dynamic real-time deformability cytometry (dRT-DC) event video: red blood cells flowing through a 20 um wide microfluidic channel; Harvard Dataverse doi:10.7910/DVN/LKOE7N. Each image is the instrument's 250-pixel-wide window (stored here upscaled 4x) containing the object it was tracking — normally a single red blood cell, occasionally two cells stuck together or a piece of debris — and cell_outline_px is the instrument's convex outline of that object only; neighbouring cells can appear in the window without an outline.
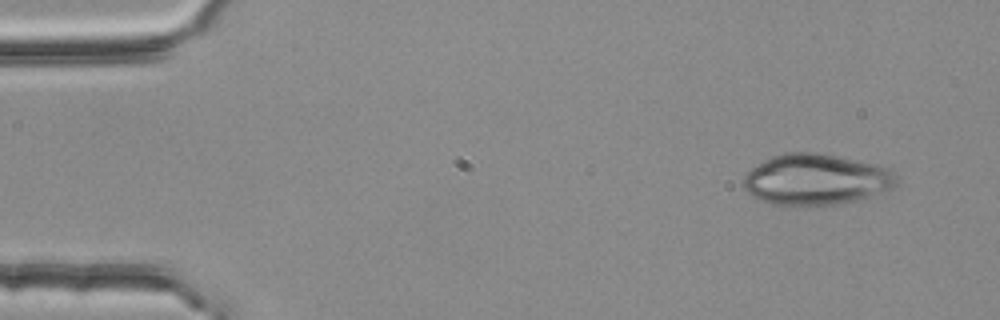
{"species": "common noctule bat (a hibernating species)", "species_latin": "Nyctalus noctula", "temperature_condition": "room temperature", "stored_images_in_passage": 4, "segment_of_instrument_passage": [2, 2], "camera_frame_rate_fps": 3000, "um_per_image_px": 0.085, "animal": {"sex": "female", "body_mass_g": 25.1}, "frame": {"image": 1, "passage_image": 4, "time_ms": 1.0, "image_size_px": [1000, 320], "cell_outline_px": [[896, 184], [892, 188], [856, 200], [836, 204], [772, 204], [760, 200], [752, 196], [744, 188], [744, 176], [752, 168], [764, 160], [772, 156], [788, 152], [816, 152], [876, 164], [888, 168], [892, 172], [896, 180]], "centroid_in_image_um": [69.33, 15.24], "position_along_channel_um": 15.7, "area_um2": 44.68}}